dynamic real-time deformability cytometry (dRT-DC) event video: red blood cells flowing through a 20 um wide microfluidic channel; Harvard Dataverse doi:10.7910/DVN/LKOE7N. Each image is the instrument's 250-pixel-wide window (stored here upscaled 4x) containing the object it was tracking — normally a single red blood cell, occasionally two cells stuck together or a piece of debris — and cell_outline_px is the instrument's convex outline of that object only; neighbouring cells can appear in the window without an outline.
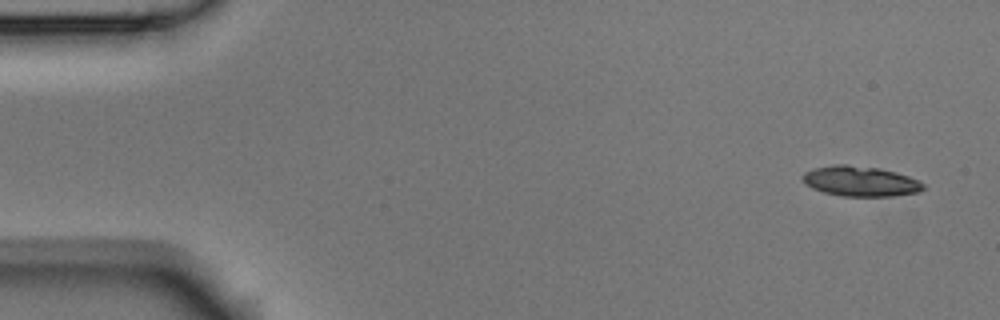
{"species": "Egyptian fruit bat (a non-hibernating species)", "species_latin": "Rousettus aegyptiacus", "temperature_condition": "room temperature", "stored_images_in_passage": 9, "camera_frame_rate_fps": 3000, "um_per_image_px": 0.085, "animal": {"sex": "male"}, "frame": {"image": 1, "passage_image": 1, "time_ms": 0.0, "image_size_px": [1000, 320], "cell_outline_px": [[924, 188], [920, 192], [892, 196], [840, 196], [824, 192], [812, 188], [800, 176], [804, 172], [812, 168], [836, 164], [848, 164], [880, 168], [896, 172], [908, 176], [924, 184]], "centroid_in_image_um": [73.12, 15.39], "position_along_channel_um": 11.9, "area_um2": 21.27}}
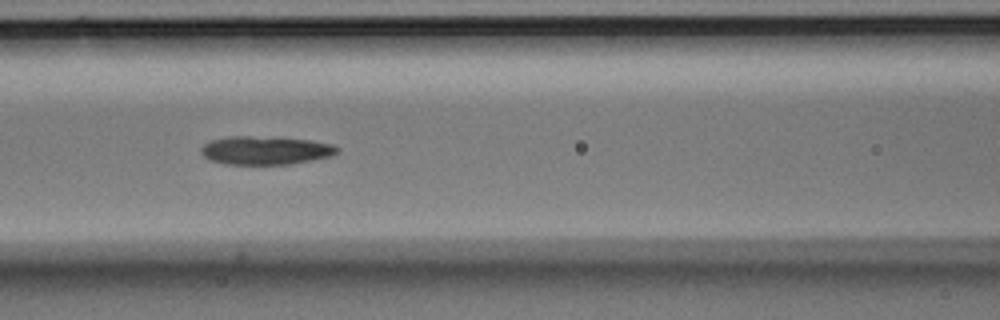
{"frame": {"image": 2, "passage_image": 7, "time_ms": 2.0, "image_size_px": [1000, 320], "cell_outline_px": [[340, 148], [332, 156], [312, 160], [288, 164], [224, 164], [212, 160], [204, 156], [200, 148], [204, 144], [212, 140], [228, 136], [252, 136], [308, 140], [332, 144]], "centroid_in_image_um": [22.56, 12.78], "position_along_channel_um": 144.0, "area_um2": 22.25}}
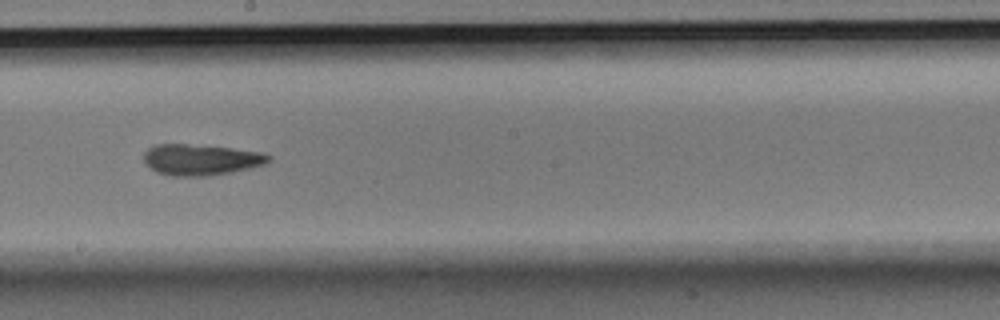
{"frame": {"image": 3, "passage_image": 9, "time_ms": 2.667, "image_size_px": [1000, 320], "cell_outline_px": [[272, 160], [264, 164], [232, 172], [208, 176], [172, 176], [156, 172], [144, 164], [144, 152], [148, 148], [156, 144], [188, 144], [232, 148], [264, 152], [272, 156]], "centroid_in_image_um": [17.07, 13.57], "position_along_channel_um": 231.1, "area_um2": 22.77}}